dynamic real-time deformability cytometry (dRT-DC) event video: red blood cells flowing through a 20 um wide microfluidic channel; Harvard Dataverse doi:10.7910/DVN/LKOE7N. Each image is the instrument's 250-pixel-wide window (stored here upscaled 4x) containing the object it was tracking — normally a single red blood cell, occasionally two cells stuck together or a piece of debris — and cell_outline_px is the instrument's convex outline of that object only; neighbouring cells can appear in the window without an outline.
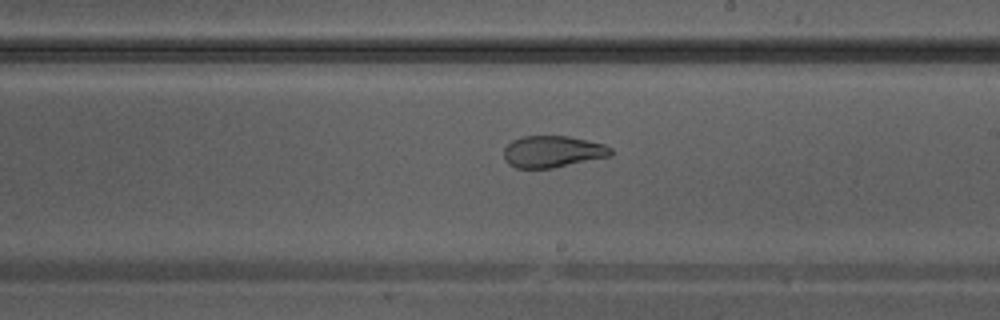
{"species": "Egyptian fruit bat (a non-hibernating species)", "species_latin": "Rousettus aegyptiacus", "temperature_condition": "warm", "stored_images_in_passage": 39, "camera_frame_rate_fps": 3000, "um_per_image_px": 0.085, "animal": {"sex": "male"}, "frame": {"image": 1, "passage_image": 23, "time_ms": 7.333, "image_size_px": [1000, 320], "cell_outline_px": [[612, 156], [552, 168], [516, 168], [508, 164], [504, 160], [504, 148], [512, 140], [524, 136], [568, 136], [588, 140], [604, 144], [612, 148]], "centroid_in_image_um": [46.98, 12.89], "position_along_channel_um": 242.0, "area_um2": 19.88}}